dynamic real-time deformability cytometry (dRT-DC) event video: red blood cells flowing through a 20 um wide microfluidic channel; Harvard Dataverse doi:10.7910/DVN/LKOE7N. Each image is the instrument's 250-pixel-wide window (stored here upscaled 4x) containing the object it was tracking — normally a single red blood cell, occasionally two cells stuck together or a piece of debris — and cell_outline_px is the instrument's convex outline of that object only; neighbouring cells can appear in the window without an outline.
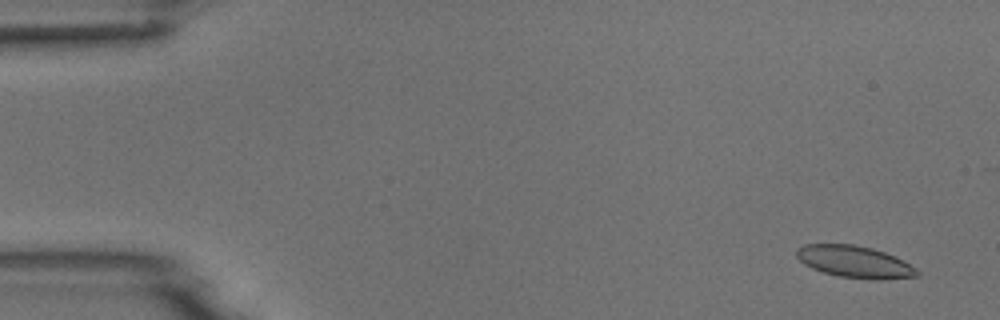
{"species": "common noctule bat (a hibernating species)", "species_latin": "Nyctalus noctula", "temperature_condition": "room temperature", "stored_images_in_passage": 9, "camera_frame_rate_fps": 3000, "um_per_image_px": 0.085, "animal": {"sex": "male", "body_mass_g": 18.8}, "frame": {"image": 1, "passage_image": 1, "time_ms": 0.0, "image_size_px": [1000, 320], "cell_outline_px": [[920, 276], [880, 280], [868, 280], [840, 276], [824, 272], [812, 268], [804, 264], [796, 256], [796, 248], [804, 244], [852, 244], [872, 248], [896, 256], [916, 268], [920, 272]], "centroid_in_image_um": [72.67, 22.26], "position_along_channel_um": 12.3, "area_um2": 22.6}}
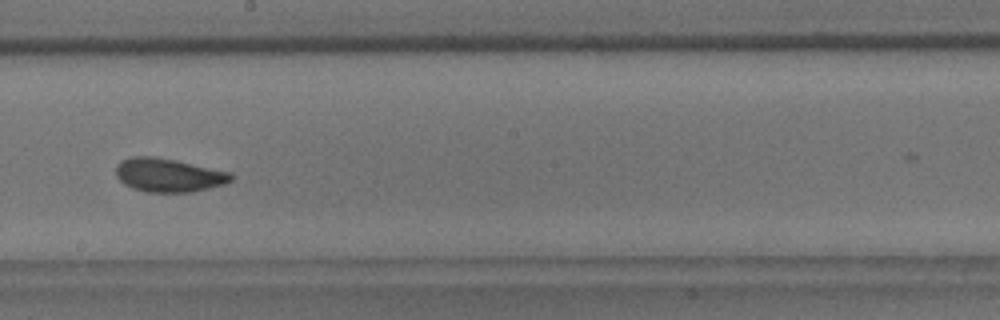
{"frame": {"image": 2, "passage_image": 9, "time_ms": 9.0, "image_size_px": [1000, 320], "cell_outline_px": [[232, 180], [224, 184], [192, 192], [144, 192], [132, 188], [124, 184], [116, 176], [116, 164], [120, 160], [132, 156], [152, 156], [176, 160], [232, 172]], "centroid_in_image_um": [14.3, 14.88], "position_along_channel_um": 233.9, "area_um2": 22.72}}